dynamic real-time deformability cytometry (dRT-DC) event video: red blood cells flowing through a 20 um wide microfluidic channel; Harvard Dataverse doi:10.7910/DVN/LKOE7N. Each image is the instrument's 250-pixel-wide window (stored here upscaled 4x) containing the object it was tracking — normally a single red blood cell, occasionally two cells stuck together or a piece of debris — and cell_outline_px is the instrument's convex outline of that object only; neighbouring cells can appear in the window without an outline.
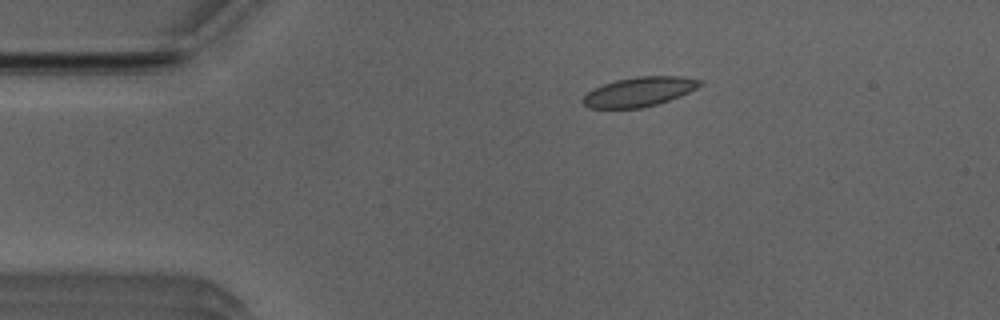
{"species": "Egyptian fruit bat (a non-hibernating species)", "species_latin": "Rousettus aegyptiacus", "temperature_condition": "room temperature", "stored_images_in_passage": 12, "camera_frame_rate_fps": 3000, "um_per_image_px": 0.085, "animal": {"sex": "male"}, "frame": {"image": 1, "passage_image": 5, "time_ms": 1.333, "image_size_px": [1000, 320], "cell_outline_px": [[704, 84], [680, 96], [656, 104], [640, 108], [588, 108], [580, 100], [592, 88], [616, 80], [636, 76], [680, 76], [704, 80]], "centroid_in_image_um": [54.33, 7.79], "position_along_channel_um": 30.7, "area_um2": 20.11}}
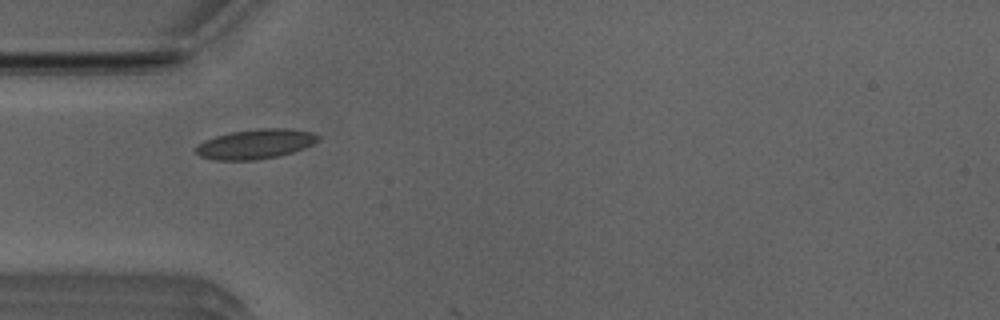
{"frame": {"image": 2, "passage_image": 11, "time_ms": 3.333, "image_size_px": [1000, 320], "cell_outline_px": [[320, 140], [304, 148], [292, 152], [276, 156], [252, 160], [216, 160], [200, 156], [196, 152], [196, 148], [204, 140], [216, 136], [232, 132], [260, 128], [288, 128], [312, 132], [320, 136]], "centroid_in_image_um": [21.75, 12.23], "position_along_channel_um": 63.3, "area_um2": 20.92}}